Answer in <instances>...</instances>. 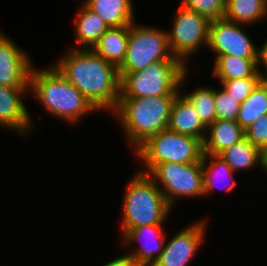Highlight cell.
<instances>
[{
	"label": "cell",
	"instance_id": "cell-1",
	"mask_svg": "<svg viewBox=\"0 0 267 266\" xmlns=\"http://www.w3.org/2000/svg\"><path fill=\"white\" fill-rule=\"evenodd\" d=\"M53 66L97 111L114 112L120 97L119 69L92 49L72 48Z\"/></svg>",
	"mask_w": 267,
	"mask_h": 266
},
{
	"label": "cell",
	"instance_id": "cell-2",
	"mask_svg": "<svg viewBox=\"0 0 267 266\" xmlns=\"http://www.w3.org/2000/svg\"><path fill=\"white\" fill-rule=\"evenodd\" d=\"M30 74L29 93L34 94L43 109L62 121L77 124L83 116L98 112L84 95L52 65Z\"/></svg>",
	"mask_w": 267,
	"mask_h": 266
},
{
	"label": "cell",
	"instance_id": "cell-3",
	"mask_svg": "<svg viewBox=\"0 0 267 266\" xmlns=\"http://www.w3.org/2000/svg\"><path fill=\"white\" fill-rule=\"evenodd\" d=\"M178 94L146 98H119L113 113L135 151L148 138L168 128L171 107ZM119 119V120H118ZM134 148V149H133Z\"/></svg>",
	"mask_w": 267,
	"mask_h": 266
},
{
	"label": "cell",
	"instance_id": "cell-4",
	"mask_svg": "<svg viewBox=\"0 0 267 266\" xmlns=\"http://www.w3.org/2000/svg\"><path fill=\"white\" fill-rule=\"evenodd\" d=\"M130 178L122 204L121 234L131 228L147 225H163L172 208L156 182L141 172Z\"/></svg>",
	"mask_w": 267,
	"mask_h": 266
},
{
	"label": "cell",
	"instance_id": "cell-5",
	"mask_svg": "<svg viewBox=\"0 0 267 266\" xmlns=\"http://www.w3.org/2000/svg\"><path fill=\"white\" fill-rule=\"evenodd\" d=\"M181 60H161L142 70L120 74L119 98H146L179 94L188 76Z\"/></svg>",
	"mask_w": 267,
	"mask_h": 266
},
{
	"label": "cell",
	"instance_id": "cell-6",
	"mask_svg": "<svg viewBox=\"0 0 267 266\" xmlns=\"http://www.w3.org/2000/svg\"><path fill=\"white\" fill-rule=\"evenodd\" d=\"M134 153L144 165L139 172L148 175L162 163L202 162L204 154L203 142L200 139L168 128L148 138Z\"/></svg>",
	"mask_w": 267,
	"mask_h": 266
},
{
	"label": "cell",
	"instance_id": "cell-7",
	"mask_svg": "<svg viewBox=\"0 0 267 266\" xmlns=\"http://www.w3.org/2000/svg\"><path fill=\"white\" fill-rule=\"evenodd\" d=\"M161 60H179L170 51L167 31L138 26L135 21L130 24L128 46L119 74L136 72Z\"/></svg>",
	"mask_w": 267,
	"mask_h": 266
},
{
	"label": "cell",
	"instance_id": "cell-8",
	"mask_svg": "<svg viewBox=\"0 0 267 266\" xmlns=\"http://www.w3.org/2000/svg\"><path fill=\"white\" fill-rule=\"evenodd\" d=\"M149 176L172 209L177 198L204 197L202 162L162 163Z\"/></svg>",
	"mask_w": 267,
	"mask_h": 266
},
{
	"label": "cell",
	"instance_id": "cell-9",
	"mask_svg": "<svg viewBox=\"0 0 267 266\" xmlns=\"http://www.w3.org/2000/svg\"><path fill=\"white\" fill-rule=\"evenodd\" d=\"M173 17L172 28L167 30L169 48L174 57L187 65V59L200 47H207L210 21L182 4Z\"/></svg>",
	"mask_w": 267,
	"mask_h": 266
},
{
	"label": "cell",
	"instance_id": "cell-10",
	"mask_svg": "<svg viewBox=\"0 0 267 266\" xmlns=\"http://www.w3.org/2000/svg\"><path fill=\"white\" fill-rule=\"evenodd\" d=\"M242 26L245 27L225 18L210 21L207 47L215 57L230 55L257 59L258 46L253 44Z\"/></svg>",
	"mask_w": 267,
	"mask_h": 266
},
{
	"label": "cell",
	"instance_id": "cell-11",
	"mask_svg": "<svg viewBox=\"0 0 267 266\" xmlns=\"http://www.w3.org/2000/svg\"><path fill=\"white\" fill-rule=\"evenodd\" d=\"M201 220L182 228L167 241L161 256L152 266H188L206 237L204 234L208 222Z\"/></svg>",
	"mask_w": 267,
	"mask_h": 266
},
{
	"label": "cell",
	"instance_id": "cell-12",
	"mask_svg": "<svg viewBox=\"0 0 267 266\" xmlns=\"http://www.w3.org/2000/svg\"><path fill=\"white\" fill-rule=\"evenodd\" d=\"M0 31V85L29 88L33 68L30 57Z\"/></svg>",
	"mask_w": 267,
	"mask_h": 266
},
{
	"label": "cell",
	"instance_id": "cell-13",
	"mask_svg": "<svg viewBox=\"0 0 267 266\" xmlns=\"http://www.w3.org/2000/svg\"><path fill=\"white\" fill-rule=\"evenodd\" d=\"M29 88H13L0 85V127L13 130L20 136H29L35 130L31 114L22 101ZM7 128V129H6Z\"/></svg>",
	"mask_w": 267,
	"mask_h": 266
},
{
	"label": "cell",
	"instance_id": "cell-14",
	"mask_svg": "<svg viewBox=\"0 0 267 266\" xmlns=\"http://www.w3.org/2000/svg\"><path fill=\"white\" fill-rule=\"evenodd\" d=\"M163 225H147L134 227L123 236L124 247L139 242V247L127 254L133 257L141 266H152L163 252L166 235ZM164 231V232H163Z\"/></svg>",
	"mask_w": 267,
	"mask_h": 266
},
{
	"label": "cell",
	"instance_id": "cell-15",
	"mask_svg": "<svg viewBox=\"0 0 267 266\" xmlns=\"http://www.w3.org/2000/svg\"><path fill=\"white\" fill-rule=\"evenodd\" d=\"M168 129L183 135L205 140L207 128L189 101L179 93L173 101Z\"/></svg>",
	"mask_w": 267,
	"mask_h": 266
},
{
	"label": "cell",
	"instance_id": "cell-16",
	"mask_svg": "<svg viewBox=\"0 0 267 266\" xmlns=\"http://www.w3.org/2000/svg\"><path fill=\"white\" fill-rule=\"evenodd\" d=\"M245 138L244 129L236 120L216 119L208 128L203 141V153L219 155Z\"/></svg>",
	"mask_w": 267,
	"mask_h": 266
},
{
	"label": "cell",
	"instance_id": "cell-17",
	"mask_svg": "<svg viewBox=\"0 0 267 266\" xmlns=\"http://www.w3.org/2000/svg\"><path fill=\"white\" fill-rule=\"evenodd\" d=\"M129 32L130 25L110 27L101 35L92 50L105 61L119 69L125 58Z\"/></svg>",
	"mask_w": 267,
	"mask_h": 266
},
{
	"label": "cell",
	"instance_id": "cell-18",
	"mask_svg": "<svg viewBox=\"0 0 267 266\" xmlns=\"http://www.w3.org/2000/svg\"><path fill=\"white\" fill-rule=\"evenodd\" d=\"M82 2L109 28L130 25L135 21L132 0H83Z\"/></svg>",
	"mask_w": 267,
	"mask_h": 266
},
{
	"label": "cell",
	"instance_id": "cell-19",
	"mask_svg": "<svg viewBox=\"0 0 267 266\" xmlns=\"http://www.w3.org/2000/svg\"><path fill=\"white\" fill-rule=\"evenodd\" d=\"M74 20L75 49H92L101 35L109 29L105 22L83 3Z\"/></svg>",
	"mask_w": 267,
	"mask_h": 266
},
{
	"label": "cell",
	"instance_id": "cell-20",
	"mask_svg": "<svg viewBox=\"0 0 267 266\" xmlns=\"http://www.w3.org/2000/svg\"><path fill=\"white\" fill-rule=\"evenodd\" d=\"M202 165L204 197L213 193L215 187L219 186L217 184L222 181L224 183L225 180L228 183L225 182V184H223L225 187L221 188V185L219 188L228 193L232 192V189H234L235 185L237 184L236 179L233 177L234 172L219 155L203 154Z\"/></svg>",
	"mask_w": 267,
	"mask_h": 266
},
{
	"label": "cell",
	"instance_id": "cell-21",
	"mask_svg": "<svg viewBox=\"0 0 267 266\" xmlns=\"http://www.w3.org/2000/svg\"><path fill=\"white\" fill-rule=\"evenodd\" d=\"M266 16L267 0H226L224 18L227 20L250 26Z\"/></svg>",
	"mask_w": 267,
	"mask_h": 266
},
{
	"label": "cell",
	"instance_id": "cell-22",
	"mask_svg": "<svg viewBox=\"0 0 267 266\" xmlns=\"http://www.w3.org/2000/svg\"><path fill=\"white\" fill-rule=\"evenodd\" d=\"M215 58L212 75L219 82L251 77L257 71V59H244L230 55H222Z\"/></svg>",
	"mask_w": 267,
	"mask_h": 266
},
{
	"label": "cell",
	"instance_id": "cell-23",
	"mask_svg": "<svg viewBox=\"0 0 267 266\" xmlns=\"http://www.w3.org/2000/svg\"><path fill=\"white\" fill-rule=\"evenodd\" d=\"M219 156L230 166L233 172L259 168L261 151L246 138L225 149Z\"/></svg>",
	"mask_w": 267,
	"mask_h": 266
},
{
	"label": "cell",
	"instance_id": "cell-24",
	"mask_svg": "<svg viewBox=\"0 0 267 266\" xmlns=\"http://www.w3.org/2000/svg\"><path fill=\"white\" fill-rule=\"evenodd\" d=\"M265 114H267V79H262L240 104L236 121L245 130Z\"/></svg>",
	"mask_w": 267,
	"mask_h": 266
},
{
	"label": "cell",
	"instance_id": "cell-25",
	"mask_svg": "<svg viewBox=\"0 0 267 266\" xmlns=\"http://www.w3.org/2000/svg\"><path fill=\"white\" fill-rule=\"evenodd\" d=\"M180 93L189 101L194 107L202 124L208 128L216 120L215 109V88L201 86L190 91V93Z\"/></svg>",
	"mask_w": 267,
	"mask_h": 266
},
{
	"label": "cell",
	"instance_id": "cell-26",
	"mask_svg": "<svg viewBox=\"0 0 267 266\" xmlns=\"http://www.w3.org/2000/svg\"><path fill=\"white\" fill-rule=\"evenodd\" d=\"M262 80L258 71L251 77L232 79L220 82L221 86L236 101L242 103L253 91V89Z\"/></svg>",
	"mask_w": 267,
	"mask_h": 266
},
{
	"label": "cell",
	"instance_id": "cell-27",
	"mask_svg": "<svg viewBox=\"0 0 267 266\" xmlns=\"http://www.w3.org/2000/svg\"><path fill=\"white\" fill-rule=\"evenodd\" d=\"M181 4L209 21L224 18L226 11V0H182Z\"/></svg>",
	"mask_w": 267,
	"mask_h": 266
},
{
	"label": "cell",
	"instance_id": "cell-28",
	"mask_svg": "<svg viewBox=\"0 0 267 266\" xmlns=\"http://www.w3.org/2000/svg\"><path fill=\"white\" fill-rule=\"evenodd\" d=\"M240 104L234 97L230 96L222 87L215 88L216 119L236 120Z\"/></svg>",
	"mask_w": 267,
	"mask_h": 266
},
{
	"label": "cell",
	"instance_id": "cell-29",
	"mask_svg": "<svg viewBox=\"0 0 267 266\" xmlns=\"http://www.w3.org/2000/svg\"><path fill=\"white\" fill-rule=\"evenodd\" d=\"M244 131L245 138L260 151L267 148V114L260 116Z\"/></svg>",
	"mask_w": 267,
	"mask_h": 266
},
{
	"label": "cell",
	"instance_id": "cell-30",
	"mask_svg": "<svg viewBox=\"0 0 267 266\" xmlns=\"http://www.w3.org/2000/svg\"><path fill=\"white\" fill-rule=\"evenodd\" d=\"M259 66H263L265 70L264 71L260 70ZM256 69L262 79H267V39L263 43L262 48L258 47Z\"/></svg>",
	"mask_w": 267,
	"mask_h": 266
},
{
	"label": "cell",
	"instance_id": "cell-31",
	"mask_svg": "<svg viewBox=\"0 0 267 266\" xmlns=\"http://www.w3.org/2000/svg\"><path fill=\"white\" fill-rule=\"evenodd\" d=\"M103 266H141L133 257L128 255H122L121 257H117L112 259V261H108Z\"/></svg>",
	"mask_w": 267,
	"mask_h": 266
},
{
	"label": "cell",
	"instance_id": "cell-32",
	"mask_svg": "<svg viewBox=\"0 0 267 266\" xmlns=\"http://www.w3.org/2000/svg\"><path fill=\"white\" fill-rule=\"evenodd\" d=\"M262 169L264 173L267 174V148L261 150V162H260V168Z\"/></svg>",
	"mask_w": 267,
	"mask_h": 266
}]
</instances>
